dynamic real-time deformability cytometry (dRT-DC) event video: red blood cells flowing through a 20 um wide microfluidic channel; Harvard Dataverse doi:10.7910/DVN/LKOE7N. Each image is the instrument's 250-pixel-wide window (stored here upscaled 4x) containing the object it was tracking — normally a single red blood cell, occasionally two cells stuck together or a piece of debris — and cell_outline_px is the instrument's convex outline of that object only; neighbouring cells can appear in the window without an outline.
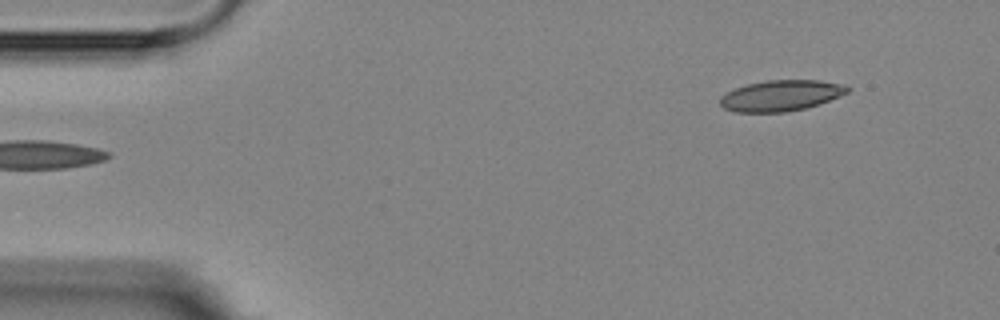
{"species": "Egyptian fruit bat (a non-hibernating species)", "species_latin": "Rousettus aegyptiacus", "temperature_condition": "room temperature", "stored_images_in_passage": 4, "camera_frame_rate_fps": 3000, "um_per_image_px": 0.085, "animal": {"sex": "female"}, "frame": {"image": 1, "passage_image": 4, "time_ms": 3.333, "image_size_px": [1000, 320], "cell_outline_px": [[852, 88], [848, 92], [840, 96], [820, 104], [788, 112], [736, 112], [724, 108], [720, 104], [720, 96], [724, 92], [748, 84], [768, 80], [820, 80], [844, 84]], "centroid_in_image_um": [66.4, 8.12], "position_along_channel_um": 18.6, "area_um2": 23.06}}